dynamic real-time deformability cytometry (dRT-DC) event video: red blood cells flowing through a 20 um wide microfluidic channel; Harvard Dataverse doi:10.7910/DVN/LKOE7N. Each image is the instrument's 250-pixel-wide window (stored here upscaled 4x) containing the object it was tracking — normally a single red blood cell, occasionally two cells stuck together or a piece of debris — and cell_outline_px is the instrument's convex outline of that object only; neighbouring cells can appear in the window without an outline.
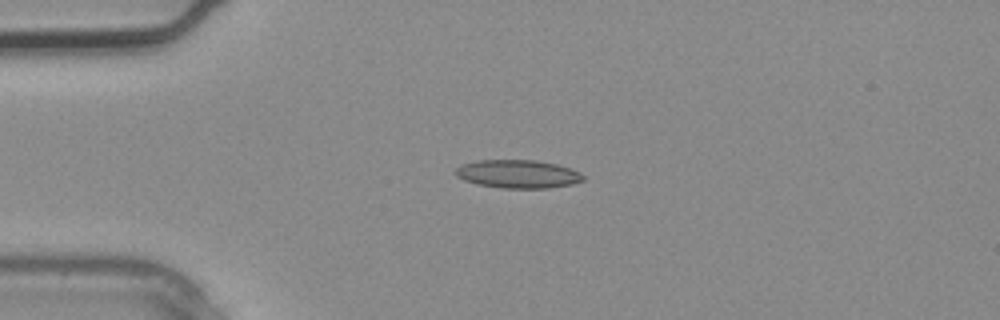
{"species": "common noctule bat (a hibernating species)", "species_latin": "Nyctalus noctula", "temperature_condition": "warm", "stored_images_in_passage": 1, "camera_frame_rate_fps": 3000, "um_per_image_px": 0.085, "animal": {"sex": "male", "body_mass_g": 20.4}, "frame": {"image": 1, "passage_image": 1, "time_ms": 0.0, "image_size_px": [1000, 320], "cell_outline_px": [[584, 180], [572, 184], [548, 188], [500, 188], [476, 184], [464, 180], [456, 176], [456, 168], [460, 164], [476, 160], [536, 160], [556, 164], [580, 172], [584, 176]], "centroid_in_image_um": [43.99, 14.79], "position_along_channel_um": 41.0, "area_um2": 21.1}}